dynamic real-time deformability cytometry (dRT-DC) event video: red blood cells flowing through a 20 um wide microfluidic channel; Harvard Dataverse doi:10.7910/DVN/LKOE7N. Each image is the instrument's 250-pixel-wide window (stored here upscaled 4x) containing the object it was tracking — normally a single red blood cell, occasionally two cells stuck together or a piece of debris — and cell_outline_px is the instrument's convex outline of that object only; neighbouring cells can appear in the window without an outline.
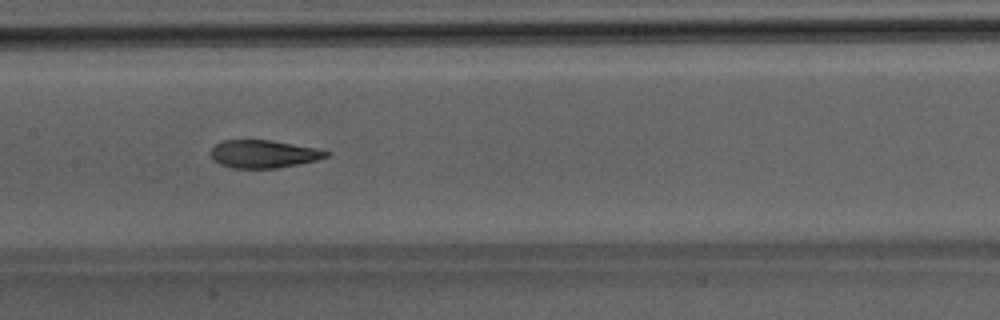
{"species": "Egyptian fruit bat (a non-hibernating species)", "species_latin": "Rousettus aegyptiacus", "temperature_condition": "room temperature", "stored_images_in_passage": 47, "camera_frame_rate_fps": 3000, "um_per_image_px": 0.085, "animal": {"sex": "male"}, "frame": {"image": 1, "passage_image": 23, "time_ms": 7.333, "image_size_px": [1000, 320], "cell_outline_px": [[332, 152], [328, 156], [316, 160], [276, 168], [232, 168], [220, 164], [212, 160], [212, 148], [216, 144], [224, 140], [272, 140], [316, 148]], "centroid_in_image_um": [22.41, 13.08], "position_along_channel_um": 185.0, "area_um2": 18.61}}
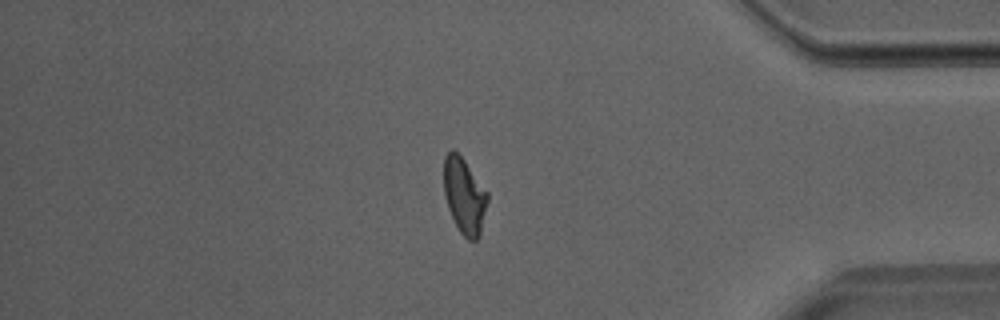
{"frame": {"image": 2, "passage_image": 40, "time_ms": 13.0, "image_size_px": [1000, 320], "cell_outline_px": [[488, 200], [480, 236], [476, 240], [468, 240], [460, 232], [448, 208], [444, 192], [444, 156], [452, 148], [464, 160], [488, 192]], "centroid_in_image_um": [39.48, 16.65], "position_along_channel_um": 395.7, "area_um2": 19.19}}
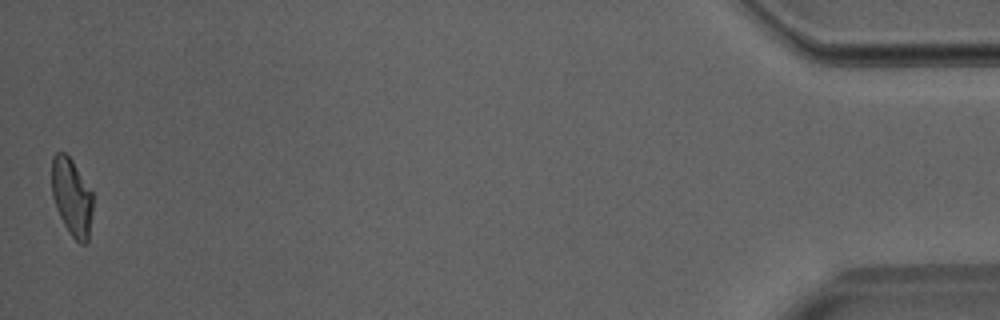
{"frame": {"image": 3, "passage_image": 47, "time_ms": 15.333, "image_size_px": [1000, 320], "cell_outline_px": [[92, 212], [88, 240], [84, 244], [80, 244], [72, 236], [64, 224], [56, 208], [52, 196], [52, 156], [56, 152], [64, 152], [72, 160], [92, 192]], "centroid_in_image_um": [6.09, 16.74], "position_along_channel_um": 429.1, "area_um2": 18.38}}